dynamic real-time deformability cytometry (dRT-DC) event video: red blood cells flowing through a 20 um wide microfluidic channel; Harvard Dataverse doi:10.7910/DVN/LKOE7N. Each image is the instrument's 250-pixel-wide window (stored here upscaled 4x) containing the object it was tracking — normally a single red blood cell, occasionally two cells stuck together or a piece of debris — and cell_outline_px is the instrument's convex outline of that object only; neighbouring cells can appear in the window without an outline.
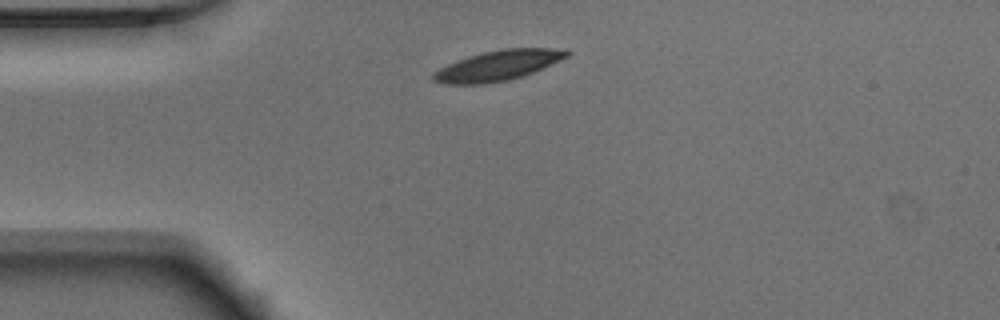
{"species": "Egyptian fruit bat (a non-hibernating species)", "species_latin": "Rousettus aegyptiacus", "temperature_condition": "warm", "stored_images_in_passage": 40, "camera_frame_rate_fps": 3000, "um_per_image_px": 0.085, "animal": {"sex": "male"}, "frame": {"image": 1, "passage_image": 1, "time_ms": 0.0, "image_size_px": [1000, 320], "cell_outline_px": [[568, 56], [560, 60], [532, 72], [508, 80], [484, 84], [444, 84], [432, 80], [432, 76], [440, 68], [456, 60], [480, 52], [504, 48], [548, 48], [568, 52]], "centroid_in_image_um": [42.25, 5.57], "position_along_channel_um": 42.8, "area_um2": 23.06}}
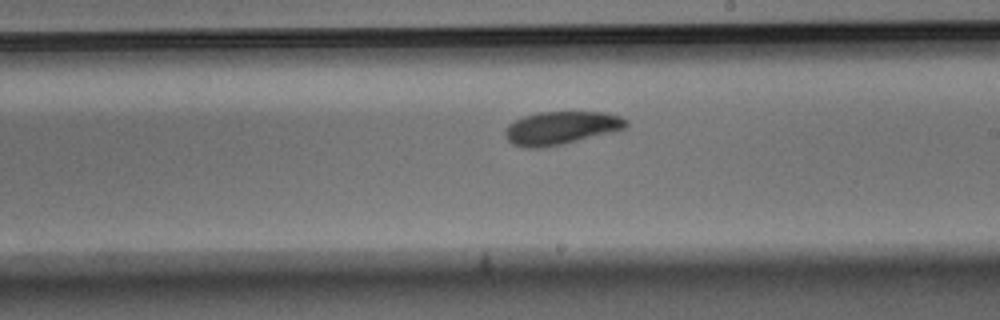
{"frame": {"image": 2, "passage_image": 18, "time_ms": 5.667, "image_size_px": [1000, 320], "cell_outline_px": [[628, 124], [624, 128], [616, 132], [564, 144], [544, 148], [524, 148], [512, 144], [504, 136], [504, 132], [508, 124], [524, 116], [536, 112], [604, 112], [620, 116], [628, 120]], "centroid_in_image_um": [47.7, 10.89], "position_along_channel_um": 241.3, "area_um2": 23.76}}
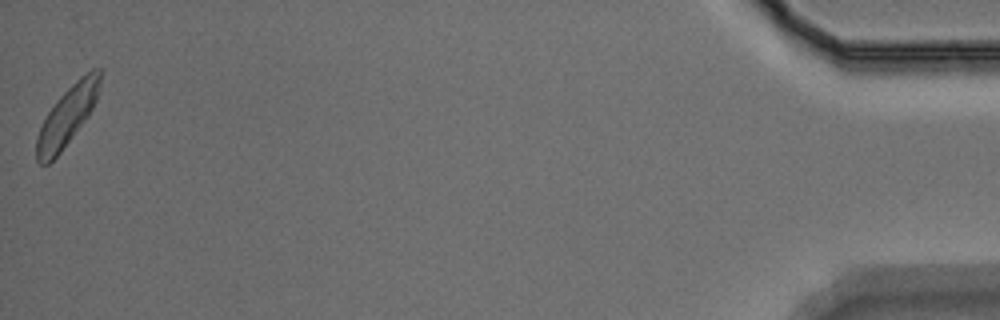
{"frame": {"image": 3, "passage_image": 40, "time_ms": 13.0, "image_size_px": [1000, 320], "cell_outline_px": [[104, 72], [100, 88], [96, 100], [88, 116], [60, 152], [48, 164], [40, 164], [36, 160], [36, 140], [40, 128], [48, 112], [56, 100], [76, 80], [92, 68], [104, 68]], "centroid_in_image_um": [5.76, 9.8], "position_along_channel_um": 429.4, "area_um2": 21.85}, "authors_computed_cell_mechanics": {"area_um2": 22.8599, "velocity_mm_per_s": 3.8833, "shape_relaxation_time_tau1_ms": 2.6344, "shape_relaxation_time_tau2_ms": 7.6173, "deformation_change_tau1": 0.1023, "deformation_change_tau2": 0.1435}}